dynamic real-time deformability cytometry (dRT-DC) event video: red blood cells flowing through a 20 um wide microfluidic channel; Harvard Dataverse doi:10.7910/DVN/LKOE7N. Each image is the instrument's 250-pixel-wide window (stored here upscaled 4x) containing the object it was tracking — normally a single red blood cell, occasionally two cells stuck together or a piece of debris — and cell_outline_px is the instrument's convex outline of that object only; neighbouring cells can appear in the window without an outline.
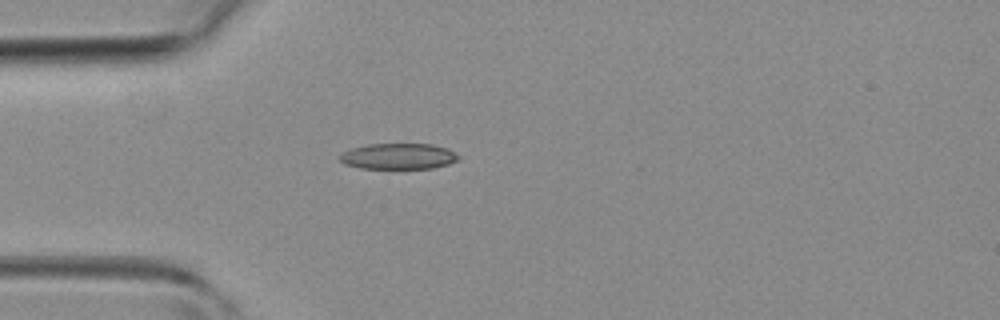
{"species": "common noctule bat (a hibernating species)", "species_latin": "Nyctalus noctula", "temperature_condition": "room temperature", "stored_images_in_passage": 33, "camera_frame_rate_fps": 3000, "um_per_image_px": 0.085, "animal": {"sex": "female", "body_mass_g": 19.3, "forearm_length_mm": 54.1}, "frame": {"image": 1, "passage_image": 1, "time_ms": 0.0, "image_size_px": [1000, 320], "cell_outline_px": [[460, 160], [448, 164], [432, 168], [360, 168], [344, 164], [340, 160], [340, 156], [344, 152], [352, 148], [368, 144], [432, 144], [448, 148], [456, 152], [460, 156]], "centroid_in_image_um": [33.92, 13.28], "position_along_channel_um": 51.1, "area_um2": 17.92}}
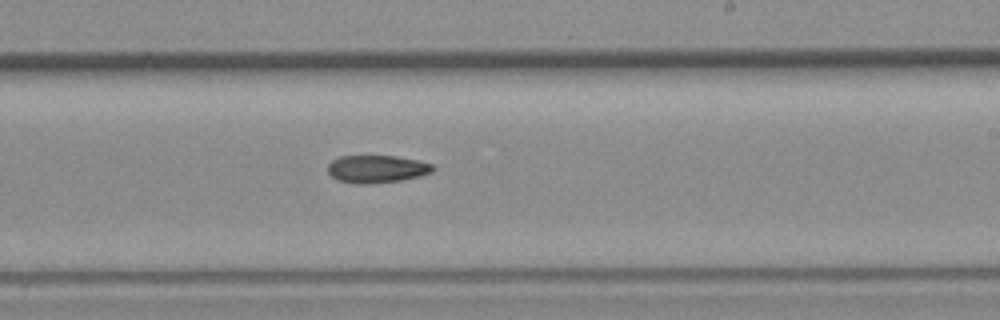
{"frame": {"image": 2, "passage_image": 15, "time_ms": 4.667, "image_size_px": [1000, 320], "cell_outline_px": [[436, 168], [432, 172], [420, 176], [400, 180], [368, 184], [356, 184], [336, 180], [328, 172], [328, 164], [332, 160], [340, 156], [396, 156], [420, 160], [432, 164]], "centroid_in_image_um": [32.03, 14.36], "position_along_channel_um": 257.0, "area_um2": 17.05}}
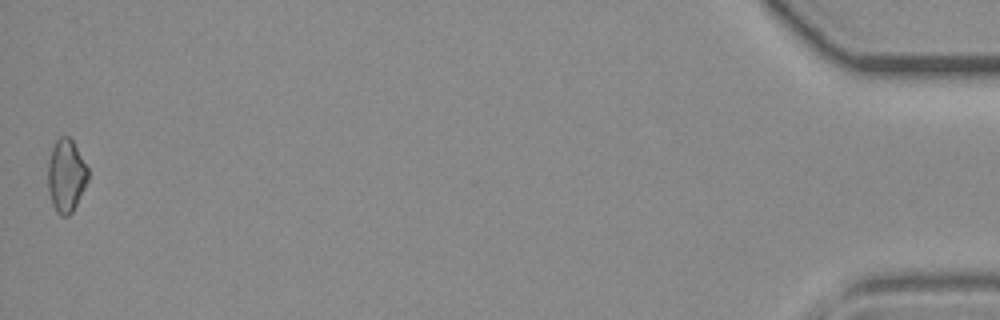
{"frame": {"image": 3, "passage_image": 33, "time_ms": 10.667, "image_size_px": [1000, 320], "cell_outline_px": [[88, 180], [72, 212], [68, 216], [60, 216], [56, 212], [52, 204], [48, 188], [48, 164], [52, 148], [56, 140], [60, 136], [68, 136], [72, 140], [88, 168]], "centroid_in_image_um": [5.61, 14.94], "position_along_channel_um": 429.6, "area_um2": 16.88}}